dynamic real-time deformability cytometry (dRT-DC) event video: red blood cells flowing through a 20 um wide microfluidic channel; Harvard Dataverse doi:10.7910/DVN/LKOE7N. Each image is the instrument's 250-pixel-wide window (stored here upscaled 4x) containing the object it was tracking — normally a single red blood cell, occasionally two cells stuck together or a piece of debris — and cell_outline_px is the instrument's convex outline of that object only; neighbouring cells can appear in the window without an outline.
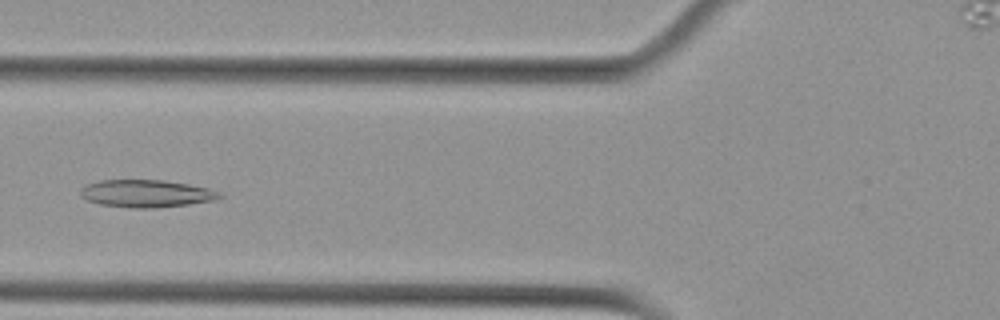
{"species": "Egyptian fruit bat (a non-hibernating species)", "species_latin": "Rousettus aegyptiacus", "temperature_condition": "cold", "stored_images_in_passage": 3, "camera_frame_rate_fps": 3000, "um_per_image_px": 0.085, "animal": {"sex": "female"}, "frame": {"image": 1, "passage_image": 3, "time_ms": 0.667, "image_size_px": [1000, 320], "cell_outline_px": [[224, 196], [216, 200], [188, 204], [156, 208], [132, 208], [100, 204], [88, 200], [80, 196], [80, 188], [88, 184], [100, 180], [160, 180], [188, 184], [208, 188], [220, 192]], "centroid_in_image_um": [12.44, 16.45], "position_along_channel_um": 113.4, "area_um2": 22.25}}